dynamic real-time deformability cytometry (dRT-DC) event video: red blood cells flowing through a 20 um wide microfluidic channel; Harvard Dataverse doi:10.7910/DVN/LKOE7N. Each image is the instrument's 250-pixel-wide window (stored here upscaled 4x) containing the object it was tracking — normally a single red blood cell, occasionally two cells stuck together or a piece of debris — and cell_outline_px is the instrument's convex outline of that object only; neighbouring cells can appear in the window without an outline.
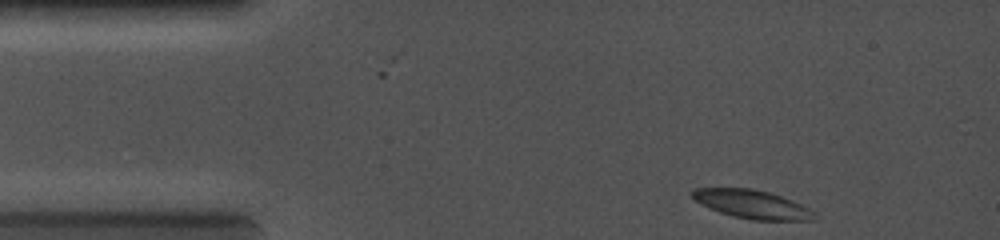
{"species": "common noctule bat (a hibernating species)", "species_latin": "Nyctalus noctula", "temperature_condition": "cold", "stored_images_in_passage": 47, "camera_frame_rate_fps": 5000, "um_per_image_px": 0.085, "animal": {"sex": "female", "body_mass_g": 19.0, "forearm_length_mm": 56.7}, "frame": {"image": 1, "passage_image": 1, "time_ms": 0.0, "image_size_px": [1000, 240], "cell_outline_px": [[820, 216], [816, 220], [752, 220], [732, 216], [720, 212], [700, 204], [692, 196], [692, 188], [752, 188], [768, 192], [792, 200], [816, 212]], "centroid_in_image_um": [63.97, 17.37], "position_along_channel_um": 21.0, "area_um2": 20.35}}
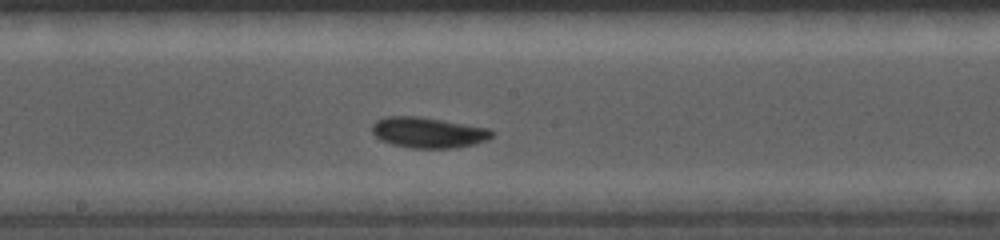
{"frame": {"image": 2, "passage_image": 25, "time_ms": 5.6, "image_size_px": [1000, 240], "cell_outline_px": [[496, 132], [488, 140], [472, 144], [452, 148], [412, 148], [392, 144], [380, 140], [372, 132], [372, 124], [376, 120], [388, 116], [416, 116], [492, 128]], "centroid_in_image_um": [36.42, 11.26], "position_along_channel_um": 211.8, "area_um2": 21.44}}
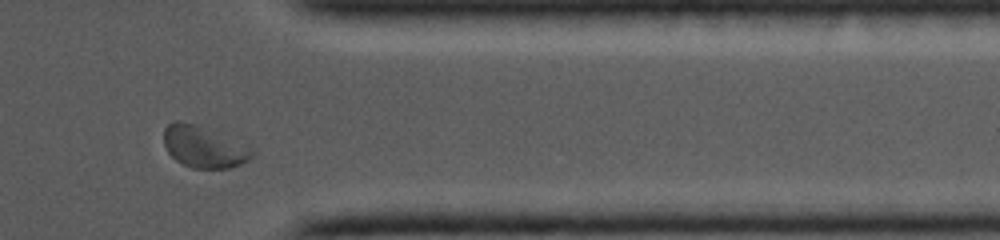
{"frame": {"image": 3, "passage_image": 42, "time_ms": 9.6, "image_size_px": [1000, 240], "cell_outline_px": [[252, 156], [248, 160], [240, 164], [228, 168], [192, 168], [176, 160], [168, 152], [164, 144], [164, 128], [172, 120], [180, 120], [196, 124], [252, 148]], "centroid_in_image_um": [17.26, 12.47], "position_along_channel_um": 394.1, "area_um2": 21.04}}